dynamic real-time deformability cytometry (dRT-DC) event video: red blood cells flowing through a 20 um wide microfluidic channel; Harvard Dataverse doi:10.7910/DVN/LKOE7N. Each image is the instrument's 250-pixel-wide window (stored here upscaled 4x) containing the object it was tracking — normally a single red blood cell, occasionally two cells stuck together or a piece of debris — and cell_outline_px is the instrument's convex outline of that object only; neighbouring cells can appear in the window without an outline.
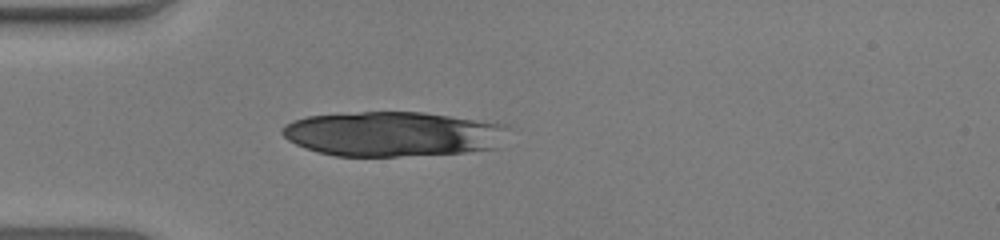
{"species": "human", "species_latin": "Homo sapiens", "temperature_condition": "warm", "stored_images_in_passage": 52, "camera_frame_rate_fps": 3000, "um_per_image_px": 0.085, "donor": {"sex": "male"}, "frame": {"image": 1, "passage_image": 15, "time_ms": 4.667, "image_size_px": [1000, 240], "cell_outline_px": [[512, 128], [496, 148], [464, 152], [396, 156], [336, 156], [304, 148], [288, 140], [280, 132], [280, 128], [284, 124], [292, 120], [308, 116], [360, 112], [424, 112], [508, 124]], "centroid_in_image_um": [33.42, 11.38], "position_along_channel_um": 51.6, "area_um2": 59.36}}